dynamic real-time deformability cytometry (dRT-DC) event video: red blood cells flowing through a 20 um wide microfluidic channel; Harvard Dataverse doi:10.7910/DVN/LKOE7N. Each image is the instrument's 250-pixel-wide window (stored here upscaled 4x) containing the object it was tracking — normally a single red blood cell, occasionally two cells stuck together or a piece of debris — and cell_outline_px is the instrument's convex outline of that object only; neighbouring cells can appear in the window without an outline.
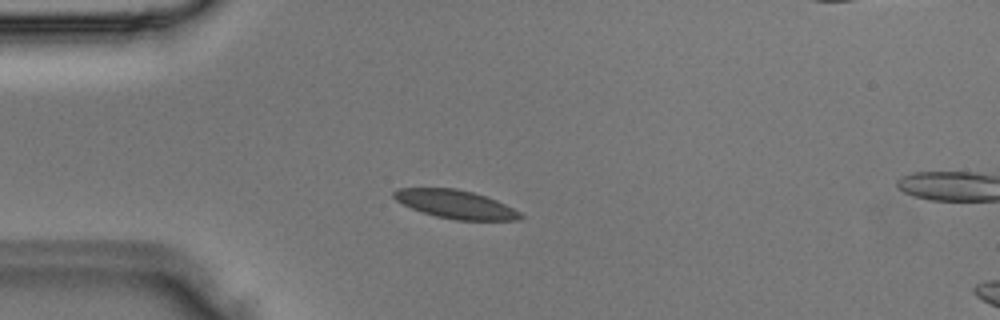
{"species": "Egyptian fruit bat (a non-hibernating species)", "species_latin": "Rousettus aegyptiacus", "temperature_condition": "room temperature", "stored_images_in_passage": 4, "camera_frame_rate_fps": 3000, "um_per_image_px": 0.085, "animal": {"sex": "male"}, "frame": {"image": 1, "passage_image": 3, "time_ms": 0.667, "image_size_px": [1000, 320], "cell_outline_px": [[524, 216], [520, 220], [456, 220], [436, 216], [412, 208], [396, 200], [392, 196], [392, 192], [400, 188], [456, 188], [488, 196], [520, 212]], "centroid_in_image_um": [38.74, 17.36], "position_along_channel_um": 46.3, "area_um2": 20.81}}